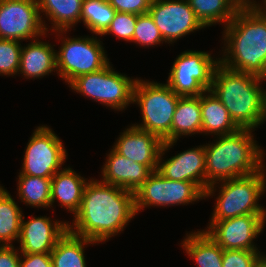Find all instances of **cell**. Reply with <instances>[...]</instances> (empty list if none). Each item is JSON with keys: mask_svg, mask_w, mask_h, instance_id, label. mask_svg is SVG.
I'll return each instance as SVG.
<instances>
[{"mask_svg": "<svg viewBox=\"0 0 266 267\" xmlns=\"http://www.w3.org/2000/svg\"><path fill=\"white\" fill-rule=\"evenodd\" d=\"M135 215L134 192L91 178L68 230L102 244L124 231Z\"/></svg>", "mask_w": 266, "mask_h": 267, "instance_id": "6da1fadb", "label": "cell"}, {"mask_svg": "<svg viewBox=\"0 0 266 267\" xmlns=\"http://www.w3.org/2000/svg\"><path fill=\"white\" fill-rule=\"evenodd\" d=\"M223 28L220 63L262 77L266 67V13L253 11L243 4Z\"/></svg>", "mask_w": 266, "mask_h": 267, "instance_id": "7a4b0ae2", "label": "cell"}, {"mask_svg": "<svg viewBox=\"0 0 266 267\" xmlns=\"http://www.w3.org/2000/svg\"><path fill=\"white\" fill-rule=\"evenodd\" d=\"M253 131L239 129L204 145L206 189L220 181L254 174L265 166V149L256 143Z\"/></svg>", "mask_w": 266, "mask_h": 267, "instance_id": "3957f363", "label": "cell"}, {"mask_svg": "<svg viewBox=\"0 0 266 267\" xmlns=\"http://www.w3.org/2000/svg\"><path fill=\"white\" fill-rule=\"evenodd\" d=\"M261 77L217 65L210 91L223 103L239 129L262 125L264 92Z\"/></svg>", "mask_w": 266, "mask_h": 267, "instance_id": "277c9868", "label": "cell"}, {"mask_svg": "<svg viewBox=\"0 0 266 267\" xmlns=\"http://www.w3.org/2000/svg\"><path fill=\"white\" fill-rule=\"evenodd\" d=\"M265 175L266 165L254 174L210 185L205 191V198L215 196L216 187L220 184L207 229L216 221L248 214H266V208L264 209V206L262 207L258 202L266 192Z\"/></svg>", "mask_w": 266, "mask_h": 267, "instance_id": "5b68a950", "label": "cell"}, {"mask_svg": "<svg viewBox=\"0 0 266 267\" xmlns=\"http://www.w3.org/2000/svg\"><path fill=\"white\" fill-rule=\"evenodd\" d=\"M180 97L166 83L138 78L134 86L133 104L139 106L143 121L133 125L158 136L163 142H170L171 125Z\"/></svg>", "mask_w": 266, "mask_h": 267, "instance_id": "8992f818", "label": "cell"}, {"mask_svg": "<svg viewBox=\"0 0 266 267\" xmlns=\"http://www.w3.org/2000/svg\"><path fill=\"white\" fill-rule=\"evenodd\" d=\"M55 32L62 42L59 51L56 52V74L65 80L67 85L76 77L99 71L110 63L103 42L98 40L97 36L69 38L66 37L68 30Z\"/></svg>", "mask_w": 266, "mask_h": 267, "instance_id": "52a82bcc", "label": "cell"}, {"mask_svg": "<svg viewBox=\"0 0 266 267\" xmlns=\"http://www.w3.org/2000/svg\"><path fill=\"white\" fill-rule=\"evenodd\" d=\"M109 63L99 71L76 77L68 85L77 94L106 105L115 111H123L133 104L134 86L138 78L115 71Z\"/></svg>", "mask_w": 266, "mask_h": 267, "instance_id": "ba28073f", "label": "cell"}, {"mask_svg": "<svg viewBox=\"0 0 266 267\" xmlns=\"http://www.w3.org/2000/svg\"><path fill=\"white\" fill-rule=\"evenodd\" d=\"M171 66L166 84L180 96H200L210 90L219 58L205 51L185 50Z\"/></svg>", "mask_w": 266, "mask_h": 267, "instance_id": "9c48e42d", "label": "cell"}, {"mask_svg": "<svg viewBox=\"0 0 266 267\" xmlns=\"http://www.w3.org/2000/svg\"><path fill=\"white\" fill-rule=\"evenodd\" d=\"M205 199V192L194 182L169 180L158 170L134 192L136 214L146 207L188 205Z\"/></svg>", "mask_w": 266, "mask_h": 267, "instance_id": "30bf717a", "label": "cell"}, {"mask_svg": "<svg viewBox=\"0 0 266 267\" xmlns=\"http://www.w3.org/2000/svg\"><path fill=\"white\" fill-rule=\"evenodd\" d=\"M61 139L46 125L37 126L24 151L19 173L28 176L52 178L67 159Z\"/></svg>", "mask_w": 266, "mask_h": 267, "instance_id": "8fae6325", "label": "cell"}, {"mask_svg": "<svg viewBox=\"0 0 266 267\" xmlns=\"http://www.w3.org/2000/svg\"><path fill=\"white\" fill-rule=\"evenodd\" d=\"M46 35L37 0H0L1 39L21 42Z\"/></svg>", "mask_w": 266, "mask_h": 267, "instance_id": "7c38bea8", "label": "cell"}, {"mask_svg": "<svg viewBox=\"0 0 266 267\" xmlns=\"http://www.w3.org/2000/svg\"><path fill=\"white\" fill-rule=\"evenodd\" d=\"M148 13L158 27L165 44L206 28L187 0H152Z\"/></svg>", "mask_w": 266, "mask_h": 267, "instance_id": "4fadbf2b", "label": "cell"}, {"mask_svg": "<svg viewBox=\"0 0 266 267\" xmlns=\"http://www.w3.org/2000/svg\"><path fill=\"white\" fill-rule=\"evenodd\" d=\"M266 214H248L216 221L206 232L223 250H259L255 244L263 233ZM254 240V241H253Z\"/></svg>", "mask_w": 266, "mask_h": 267, "instance_id": "5bb4252c", "label": "cell"}, {"mask_svg": "<svg viewBox=\"0 0 266 267\" xmlns=\"http://www.w3.org/2000/svg\"><path fill=\"white\" fill-rule=\"evenodd\" d=\"M177 140L164 142L158 162V171L169 180L196 183L206 191L205 147L204 145L190 148L164 160L163 155L176 145ZM175 143V144H174ZM166 151V152H165ZM163 160V162H162Z\"/></svg>", "mask_w": 266, "mask_h": 267, "instance_id": "9a60e30c", "label": "cell"}, {"mask_svg": "<svg viewBox=\"0 0 266 267\" xmlns=\"http://www.w3.org/2000/svg\"><path fill=\"white\" fill-rule=\"evenodd\" d=\"M21 218L20 237L18 240L20 253H51L57 241L67 232L69 221H53L50 217Z\"/></svg>", "mask_w": 266, "mask_h": 267, "instance_id": "2e32d148", "label": "cell"}, {"mask_svg": "<svg viewBox=\"0 0 266 267\" xmlns=\"http://www.w3.org/2000/svg\"><path fill=\"white\" fill-rule=\"evenodd\" d=\"M163 143L158 136L132 124L120 133L112 148L129 160L146 165L153 172L158 169Z\"/></svg>", "mask_w": 266, "mask_h": 267, "instance_id": "e0dca14e", "label": "cell"}, {"mask_svg": "<svg viewBox=\"0 0 266 267\" xmlns=\"http://www.w3.org/2000/svg\"><path fill=\"white\" fill-rule=\"evenodd\" d=\"M102 166V182L135 192L152 171L143 164L136 163L118 154L113 148Z\"/></svg>", "mask_w": 266, "mask_h": 267, "instance_id": "ac0fdd59", "label": "cell"}, {"mask_svg": "<svg viewBox=\"0 0 266 267\" xmlns=\"http://www.w3.org/2000/svg\"><path fill=\"white\" fill-rule=\"evenodd\" d=\"M55 48L39 38L22 46L18 74L27 79H40L44 76L57 73V59Z\"/></svg>", "mask_w": 266, "mask_h": 267, "instance_id": "d6986e66", "label": "cell"}, {"mask_svg": "<svg viewBox=\"0 0 266 267\" xmlns=\"http://www.w3.org/2000/svg\"><path fill=\"white\" fill-rule=\"evenodd\" d=\"M70 166L57 171L51 178V207L54 202L73 214L79 210L85 186L89 180Z\"/></svg>", "mask_w": 266, "mask_h": 267, "instance_id": "ffe728a7", "label": "cell"}, {"mask_svg": "<svg viewBox=\"0 0 266 267\" xmlns=\"http://www.w3.org/2000/svg\"><path fill=\"white\" fill-rule=\"evenodd\" d=\"M200 105L203 134L216 138L239 130L223 103L210 90L200 95Z\"/></svg>", "mask_w": 266, "mask_h": 267, "instance_id": "44dd1931", "label": "cell"}, {"mask_svg": "<svg viewBox=\"0 0 266 267\" xmlns=\"http://www.w3.org/2000/svg\"><path fill=\"white\" fill-rule=\"evenodd\" d=\"M40 17L46 33L59 30H70L79 22L81 23V8L83 0H37ZM44 12V13H43ZM43 14L48 21L51 22V27L47 30Z\"/></svg>", "mask_w": 266, "mask_h": 267, "instance_id": "7402d4cb", "label": "cell"}, {"mask_svg": "<svg viewBox=\"0 0 266 267\" xmlns=\"http://www.w3.org/2000/svg\"><path fill=\"white\" fill-rule=\"evenodd\" d=\"M202 134L200 96H181L171 125V141L182 136Z\"/></svg>", "mask_w": 266, "mask_h": 267, "instance_id": "603a6c76", "label": "cell"}, {"mask_svg": "<svg viewBox=\"0 0 266 267\" xmlns=\"http://www.w3.org/2000/svg\"><path fill=\"white\" fill-rule=\"evenodd\" d=\"M181 246L197 267H222L223 248L206 232L200 230L186 233Z\"/></svg>", "mask_w": 266, "mask_h": 267, "instance_id": "cb8c5ba5", "label": "cell"}, {"mask_svg": "<svg viewBox=\"0 0 266 267\" xmlns=\"http://www.w3.org/2000/svg\"><path fill=\"white\" fill-rule=\"evenodd\" d=\"M91 244L96 245L97 242L67 230L50 253L53 267H87L84 249Z\"/></svg>", "mask_w": 266, "mask_h": 267, "instance_id": "d4e9b609", "label": "cell"}, {"mask_svg": "<svg viewBox=\"0 0 266 267\" xmlns=\"http://www.w3.org/2000/svg\"><path fill=\"white\" fill-rule=\"evenodd\" d=\"M196 17L205 27L223 24L224 27L234 18L243 0H187Z\"/></svg>", "mask_w": 266, "mask_h": 267, "instance_id": "484cf974", "label": "cell"}, {"mask_svg": "<svg viewBox=\"0 0 266 267\" xmlns=\"http://www.w3.org/2000/svg\"><path fill=\"white\" fill-rule=\"evenodd\" d=\"M23 212L11 194L0 185V246L13 245L20 237Z\"/></svg>", "mask_w": 266, "mask_h": 267, "instance_id": "4316f807", "label": "cell"}, {"mask_svg": "<svg viewBox=\"0 0 266 267\" xmlns=\"http://www.w3.org/2000/svg\"><path fill=\"white\" fill-rule=\"evenodd\" d=\"M17 180L18 197L32 208H51V178L28 176L19 173Z\"/></svg>", "mask_w": 266, "mask_h": 267, "instance_id": "83f0119b", "label": "cell"}, {"mask_svg": "<svg viewBox=\"0 0 266 267\" xmlns=\"http://www.w3.org/2000/svg\"><path fill=\"white\" fill-rule=\"evenodd\" d=\"M115 13L108 0H83L81 21L91 33L101 36L110 26Z\"/></svg>", "mask_w": 266, "mask_h": 267, "instance_id": "f1b7e54d", "label": "cell"}, {"mask_svg": "<svg viewBox=\"0 0 266 267\" xmlns=\"http://www.w3.org/2000/svg\"><path fill=\"white\" fill-rule=\"evenodd\" d=\"M132 42L144 48L165 42L149 13L137 16Z\"/></svg>", "mask_w": 266, "mask_h": 267, "instance_id": "f546056e", "label": "cell"}, {"mask_svg": "<svg viewBox=\"0 0 266 267\" xmlns=\"http://www.w3.org/2000/svg\"><path fill=\"white\" fill-rule=\"evenodd\" d=\"M21 50L20 41L0 38V76L18 74Z\"/></svg>", "mask_w": 266, "mask_h": 267, "instance_id": "4dcf8cb0", "label": "cell"}, {"mask_svg": "<svg viewBox=\"0 0 266 267\" xmlns=\"http://www.w3.org/2000/svg\"><path fill=\"white\" fill-rule=\"evenodd\" d=\"M137 16V14L116 12L110 26L101 36L113 34L117 39L132 42Z\"/></svg>", "mask_w": 266, "mask_h": 267, "instance_id": "1f68e13d", "label": "cell"}, {"mask_svg": "<svg viewBox=\"0 0 266 267\" xmlns=\"http://www.w3.org/2000/svg\"><path fill=\"white\" fill-rule=\"evenodd\" d=\"M262 255L259 250H223L222 267H255Z\"/></svg>", "mask_w": 266, "mask_h": 267, "instance_id": "d6a6232c", "label": "cell"}, {"mask_svg": "<svg viewBox=\"0 0 266 267\" xmlns=\"http://www.w3.org/2000/svg\"><path fill=\"white\" fill-rule=\"evenodd\" d=\"M116 12L142 15L148 13L152 0H108Z\"/></svg>", "mask_w": 266, "mask_h": 267, "instance_id": "836d02e7", "label": "cell"}, {"mask_svg": "<svg viewBox=\"0 0 266 267\" xmlns=\"http://www.w3.org/2000/svg\"><path fill=\"white\" fill-rule=\"evenodd\" d=\"M20 267H53V263L50 253H21Z\"/></svg>", "mask_w": 266, "mask_h": 267, "instance_id": "e575fe53", "label": "cell"}, {"mask_svg": "<svg viewBox=\"0 0 266 267\" xmlns=\"http://www.w3.org/2000/svg\"><path fill=\"white\" fill-rule=\"evenodd\" d=\"M0 267H20V251L14 245L0 246Z\"/></svg>", "mask_w": 266, "mask_h": 267, "instance_id": "d590c367", "label": "cell"}, {"mask_svg": "<svg viewBox=\"0 0 266 267\" xmlns=\"http://www.w3.org/2000/svg\"><path fill=\"white\" fill-rule=\"evenodd\" d=\"M263 2V4H262ZM261 3H257L256 0H243V4L253 10V11H256V12H259V13H266V0H262Z\"/></svg>", "mask_w": 266, "mask_h": 267, "instance_id": "8d00e7d4", "label": "cell"}, {"mask_svg": "<svg viewBox=\"0 0 266 267\" xmlns=\"http://www.w3.org/2000/svg\"><path fill=\"white\" fill-rule=\"evenodd\" d=\"M255 267H266V256L265 254L260 257L256 262Z\"/></svg>", "mask_w": 266, "mask_h": 267, "instance_id": "74e56055", "label": "cell"}, {"mask_svg": "<svg viewBox=\"0 0 266 267\" xmlns=\"http://www.w3.org/2000/svg\"><path fill=\"white\" fill-rule=\"evenodd\" d=\"M265 121H266V90L264 92V113H263L262 124H264Z\"/></svg>", "mask_w": 266, "mask_h": 267, "instance_id": "f35d334b", "label": "cell"}, {"mask_svg": "<svg viewBox=\"0 0 266 267\" xmlns=\"http://www.w3.org/2000/svg\"><path fill=\"white\" fill-rule=\"evenodd\" d=\"M261 78L263 81H266V67H265L264 75Z\"/></svg>", "mask_w": 266, "mask_h": 267, "instance_id": "ab89813d", "label": "cell"}]
</instances>
